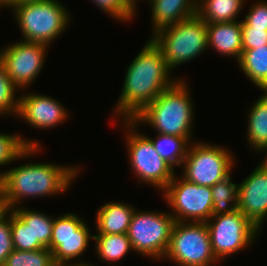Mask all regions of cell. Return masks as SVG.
Here are the masks:
<instances>
[{
    "label": "cell",
    "mask_w": 267,
    "mask_h": 266,
    "mask_svg": "<svg viewBox=\"0 0 267 266\" xmlns=\"http://www.w3.org/2000/svg\"><path fill=\"white\" fill-rule=\"evenodd\" d=\"M125 70L113 119L131 120L178 79L173 78L162 51L151 38ZM172 77V78H171Z\"/></svg>",
    "instance_id": "1"
},
{
    "label": "cell",
    "mask_w": 267,
    "mask_h": 266,
    "mask_svg": "<svg viewBox=\"0 0 267 266\" xmlns=\"http://www.w3.org/2000/svg\"><path fill=\"white\" fill-rule=\"evenodd\" d=\"M80 165L56 163H24L0 172V189L10 210L18 208L23 199L61 195L70 190L82 171Z\"/></svg>",
    "instance_id": "2"
},
{
    "label": "cell",
    "mask_w": 267,
    "mask_h": 266,
    "mask_svg": "<svg viewBox=\"0 0 267 266\" xmlns=\"http://www.w3.org/2000/svg\"><path fill=\"white\" fill-rule=\"evenodd\" d=\"M189 88L185 79L178 78L131 121L138 128L145 123L156 133L183 137L191 143L195 107Z\"/></svg>",
    "instance_id": "3"
},
{
    "label": "cell",
    "mask_w": 267,
    "mask_h": 266,
    "mask_svg": "<svg viewBox=\"0 0 267 266\" xmlns=\"http://www.w3.org/2000/svg\"><path fill=\"white\" fill-rule=\"evenodd\" d=\"M59 0L25 2L14 5L11 12L22 33L23 41L47 46L66 31L72 16Z\"/></svg>",
    "instance_id": "4"
},
{
    "label": "cell",
    "mask_w": 267,
    "mask_h": 266,
    "mask_svg": "<svg viewBox=\"0 0 267 266\" xmlns=\"http://www.w3.org/2000/svg\"><path fill=\"white\" fill-rule=\"evenodd\" d=\"M172 71L208 50L207 24L198 15L164 27L150 37Z\"/></svg>",
    "instance_id": "5"
},
{
    "label": "cell",
    "mask_w": 267,
    "mask_h": 266,
    "mask_svg": "<svg viewBox=\"0 0 267 266\" xmlns=\"http://www.w3.org/2000/svg\"><path fill=\"white\" fill-rule=\"evenodd\" d=\"M122 124L126 129L128 163L134 176L138 177V185L145 183L163 191L176 174L175 169L161 158L152 141L147 135L139 133L131 120H122Z\"/></svg>",
    "instance_id": "6"
},
{
    "label": "cell",
    "mask_w": 267,
    "mask_h": 266,
    "mask_svg": "<svg viewBox=\"0 0 267 266\" xmlns=\"http://www.w3.org/2000/svg\"><path fill=\"white\" fill-rule=\"evenodd\" d=\"M234 158L226 146L191 141L182 163V177L197 185L212 187L232 172Z\"/></svg>",
    "instance_id": "7"
},
{
    "label": "cell",
    "mask_w": 267,
    "mask_h": 266,
    "mask_svg": "<svg viewBox=\"0 0 267 266\" xmlns=\"http://www.w3.org/2000/svg\"><path fill=\"white\" fill-rule=\"evenodd\" d=\"M175 219L170 212L135 209L127 232L133 252L160 261L166 254Z\"/></svg>",
    "instance_id": "8"
},
{
    "label": "cell",
    "mask_w": 267,
    "mask_h": 266,
    "mask_svg": "<svg viewBox=\"0 0 267 266\" xmlns=\"http://www.w3.org/2000/svg\"><path fill=\"white\" fill-rule=\"evenodd\" d=\"M178 266H216L206 223L175 221L163 260Z\"/></svg>",
    "instance_id": "9"
},
{
    "label": "cell",
    "mask_w": 267,
    "mask_h": 266,
    "mask_svg": "<svg viewBox=\"0 0 267 266\" xmlns=\"http://www.w3.org/2000/svg\"><path fill=\"white\" fill-rule=\"evenodd\" d=\"M206 225L209 230L212 251L222 263L225 258L255 244L261 232L238 209L231 213L212 216ZM254 242V244H252Z\"/></svg>",
    "instance_id": "10"
},
{
    "label": "cell",
    "mask_w": 267,
    "mask_h": 266,
    "mask_svg": "<svg viewBox=\"0 0 267 266\" xmlns=\"http://www.w3.org/2000/svg\"><path fill=\"white\" fill-rule=\"evenodd\" d=\"M162 193L175 221L206 223L212 217L211 187L200 186L174 175Z\"/></svg>",
    "instance_id": "11"
},
{
    "label": "cell",
    "mask_w": 267,
    "mask_h": 266,
    "mask_svg": "<svg viewBox=\"0 0 267 266\" xmlns=\"http://www.w3.org/2000/svg\"><path fill=\"white\" fill-rule=\"evenodd\" d=\"M89 229L88 223L75 213L54 216L50 251L56 266L90 264L85 260L80 261L89 248V242L94 240Z\"/></svg>",
    "instance_id": "12"
},
{
    "label": "cell",
    "mask_w": 267,
    "mask_h": 266,
    "mask_svg": "<svg viewBox=\"0 0 267 266\" xmlns=\"http://www.w3.org/2000/svg\"><path fill=\"white\" fill-rule=\"evenodd\" d=\"M48 48L43 43L23 40L0 48V61L18 90H25L38 78L43 70Z\"/></svg>",
    "instance_id": "13"
},
{
    "label": "cell",
    "mask_w": 267,
    "mask_h": 266,
    "mask_svg": "<svg viewBox=\"0 0 267 266\" xmlns=\"http://www.w3.org/2000/svg\"><path fill=\"white\" fill-rule=\"evenodd\" d=\"M18 97L19 108L16 117L23 119L34 129L49 130L69 118L68 109L56 98L36 92H26Z\"/></svg>",
    "instance_id": "14"
},
{
    "label": "cell",
    "mask_w": 267,
    "mask_h": 266,
    "mask_svg": "<svg viewBox=\"0 0 267 266\" xmlns=\"http://www.w3.org/2000/svg\"><path fill=\"white\" fill-rule=\"evenodd\" d=\"M238 210L260 231L267 221V165L260 162L238 184Z\"/></svg>",
    "instance_id": "15"
},
{
    "label": "cell",
    "mask_w": 267,
    "mask_h": 266,
    "mask_svg": "<svg viewBox=\"0 0 267 266\" xmlns=\"http://www.w3.org/2000/svg\"><path fill=\"white\" fill-rule=\"evenodd\" d=\"M207 37L208 49L239 61L243 51L241 20L207 24Z\"/></svg>",
    "instance_id": "16"
},
{
    "label": "cell",
    "mask_w": 267,
    "mask_h": 266,
    "mask_svg": "<svg viewBox=\"0 0 267 266\" xmlns=\"http://www.w3.org/2000/svg\"><path fill=\"white\" fill-rule=\"evenodd\" d=\"M147 2L152 10L153 35L164 27L174 25L197 14L198 9V0H148Z\"/></svg>",
    "instance_id": "17"
},
{
    "label": "cell",
    "mask_w": 267,
    "mask_h": 266,
    "mask_svg": "<svg viewBox=\"0 0 267 266\" xmlns=\"http://www.w3.org/2000/svg\"><path fill=\"white\" fill-rule=\"evenodd\" d=\"M136 208L132 204L120 201H108L96 212L97 234H127L133 213Z\"/></svg>",
    "instance_id": "18"
},
{
    "label": "cell",
    "mask_w": 267,
    "mask_h": 266,
    "mask_svg": "<svg viewBox=\"0 0 267 266\" xmlns=\"http://www.w3.org/2000/svg\"><path fill=\"white\" fill-rule=\"evenodd\" d=\"M262 93L250 107L245 136L251 149L259 154L267 147V92Z\"/></svg>",
    "instance_id": "19"
},
{
    "label": "cell",
    "mask_w": 267,
    "mask_h": 266,
    "mask_svg": "<svg viewBox=\"0 0 267 266\" xmlns=\"http://www.w3.org/2000/svg\"><path fill=\"white\" fill-rule=\"evenodd\" d=\"M21 136L16 133H0V167L10 163L14 164L13 162L16 160L36 157L41 149L40 143L33 138L30 140Z\"/></svg>",
    "instance_id": "20"
},
{
    "label": "cell",
    "mask_w": 267,
    "mask_h": 266,
    "mask_svg": "<svg viewBox=\"0 0 267 266\" xmlns=\"http://www.w3.org/2000/svg\"><path fill=\"white\" fill-rule=\"evenodd\" d=\"M246 0H198L197 14L206 24L238 21Z\"/></svg>",
    "instance_id": "21"
},
{
    "label": "cell",
    "mask_w": 267,
    "mask_h": 266,
    "mask_svg": "<svg viewBox=\"0 0 267 266\" xmlns=\"http://www.w3.org/2000/svg\"><path fill=\"white\" fill-rule=\"evenodd\" d=\"M237 64L253 85L261 91L267 88V45L243 49Z\"/></svg>",
    "instance_id": "22"
},
{
    "label": "cell",
    "mask_w": 267,
    "mask_h": 266,
    "mask_svg": "<svg viewBox=\"0 0 267 266\" xmlns=\"http://www.w3.org/2000/svg\"><path fill=\"white\" fill-rule=\"evenodd\" d=\"M94 241L97 257L105 263L113 262L112 265L133 250L127 234H96Z\"/></svg>",
    "instance_id": "23"
},
{
    "label": "cell",
    "mask_w": 267,
    "mask_h": 266,
    "mask_svg": "<svg viewBox=\"0 0 267 266\" xmlns=\"http://www.w3.org/2000/svg\"><path fill=\"white\" fill-rule=\"evenodd\" d=\"M20 207V208H19ZM13 211L28 225L32 227L33 243H40L50 250V241L54 224V217L40 211L19 206Z\"/></svg>",
    "instance_id": "24"
},
{
    "label": "cell",
    "mask_w": 267,
    "mask_h": 266,
    "mask_svg": "<svg viewBox=\"0 0 267 266\" xmlns=\"http://www.w3.org/2000/svg\"><path fill=\"white\" fill-rule=\"evenodd\" d=\"M153 143L155 150L174 169L182 166L190 143L183 137L157 133L155 138L147 136Z\"/></svg>",
    "instance_id": "25"
},
{
    "label": "cell",
    "mask_w": 267,
    "mask_h": 266,
    "mask_svg": "<svg viewBox=\"0 0 267 266\" xmlns=\"http://www.w3.org/2000/svg\"><path fill=\"white\" fill-rule=\"evenodd\" d=\"M232 172L211 187L212 216L231 213L238 209V185L232 182Z\"/></svg>",
    "instance_id": "26"
},
{
    "label": "cell",
    "mask_w": 267,
    "mask_h": 266,
    "mask_svg": "<svg viewBox=\"0 0 267 266\" xmlns=\"http://www.w3.org/2000/svg\"><path fill=\"white\" fill-rule=\"evenodd\" d=\"M2 266H56L52 252L47 248L34 251L14 249Z\"/></svg>",
    "instance_id": "27"
},
{
    "label": "cell",
    "mask_w": 267,
    "mask_h": 266,
    "mask_svg": "<svg viewBox=\"0 0 267 266\" xmlns=\"http://www.w3.org/2000/svg\"><path fill=\"white\" fill-rule=\"evenodd\" d=\"M18 88L8 76L6 69L0 61V117L17 116L19 108V97L17 98Z\"/></svg>",
    "instance_id": "28"
},
{
    "label": "cell",
    "mask_w": 267,
    "mask_h": 266,
    "mask_svg": "<svg viewBox=\"0 0 267 266\" xmlns=\"http://www.w3.org/2000/svg\"><path fill=\"white\" fill-rule=\"evenodd\" d=\"M10 227L14 249L34 251L44 248L40 243H33L32 227L28 226L13 210H10Z\"/></svg>",
    "instance_id": "29"
},
{
    "label": "cell",
    "mask_w": 267,
    "mask_h": 266,
    "mask_svg": "<svg viewBox=\"0 0 267 266\" xmlns=\"http://www.w3.org/2000/svg\"><path fill=\"white\" fill-rule=\"evenodd\" d=\"M92 2L97 8L99 7V10L121 23L133 21L134 16H137L138 3L135 0H92Z\"/></svg>",
    "instance_id": "30"
},
{
    "label": "cell",
    "mask_w": 267,
    "mask_h": 266,
    "mask_svg": "<svg viewBox=\"0 0 267 266\" xmlns=\"http://www.w3.org/2000/svg\"><path fill=\"white\" fill-rule=\"evenodd\" d=\"M241 22L243 49H255L267 45V29L252 28L244 20Z\"/></svg>",
    "instance_id": "31"
},
{
    "label": "cell",
    "mask_w": 267,
    "mask_h": 266,
    "mask_svg": "<svg viewBox=\"0 0 267 266\" xmlns=\"http://www.w3.org/2000/svg\"><path fill=\"white\" fill-rule=\"evenodd\" d=\"M244 21L252 28L267 29V1L258 0L249 7Z\"/></svg>",
    "instance_id": "32"
},
{
    "label": "cell",
    "mask_w": 267,
    "mask_h": 266,
    "mask_svg": "<svg viewBox=\"0 0 267 266\" xmlns=\"http://www.w3.org/2000/svg\"><path fill=\"white\" fill-rule=\"evenodd\" d=\"M14 250L13 242L11 238V227H10V211L7 216L0 221V266H2Z\"/></svg>",
    "instance_id": "33"
},
{
    "label": "cell",
    "mask_w": 267,
    "mask_h": 266,
    "mask_svg": "<svg viewBox=\"0 0 267 266\" xmlns=\"http://www.w3.org/2000/svg\"><path fill=\"white\" fill-rule=\"evenodd\" d=\"M9 211L10 209L6 201V197L0 189V221L7 216Z\"/></svg>",
    "instance_id": "34"
},
{
    "label": "cell",
    "mask_w": 267,
    "mask_h": 266,
    "mask_svg": "<svg viewBox=\"0 0 267 266\" xmlns=\"http://www.w3.org/2000/svg\"><path fill=\"white\" fill-rule=\"evenodd\" d=\"M4 1H5V8L11 9L14 5H18L20 3L34 2V1H45V0H4Z\"/></svg>",
    "instance_id": "35"
},
{
    "label": "cell",
    "mask_w": 267,
    "mask_h": 266,
    "mask_svg": "<svg viewBox=\"0 0 267 266\" xmlns=\"http://www.w3.org/2000/svg\"><path fill=\"white\" fill-rule=\"evenodd\" d=\"M263 153H265V156L266 157L263 160H261V162L267 165V147L265 148V150L263 151Z\"/></svg>",
    "instance_id": "36"
},
{
    "label": "cell",
    "mask_w": 267,
    "mask_h": 266,
    "mask_svg": "<svg viewBox=\"0 0 267 266\" xmlns=\"http://www.w3.org/2000/svg\"><path fill=\"white\" fill-rule=\"evenodd\" d=\"M1 8H5V1L4 0H0V10Z\"/></svg>",
    "instance_id": "37"
},
{
    "label": "cell",
    "mask_w": 267,
    "mask_h": 266,
    "mask_svg": "<svg viewBox=\"0 0 267 266\" xmlns=\"http://www.w3.org/2000/svg\"><path fill=\"white\" fill-rule=\"evenodd\" d=\"M66 266H94V264H85V265H66Z\"/></svg>",
    "instance_id": "38"
}]
</instances>
